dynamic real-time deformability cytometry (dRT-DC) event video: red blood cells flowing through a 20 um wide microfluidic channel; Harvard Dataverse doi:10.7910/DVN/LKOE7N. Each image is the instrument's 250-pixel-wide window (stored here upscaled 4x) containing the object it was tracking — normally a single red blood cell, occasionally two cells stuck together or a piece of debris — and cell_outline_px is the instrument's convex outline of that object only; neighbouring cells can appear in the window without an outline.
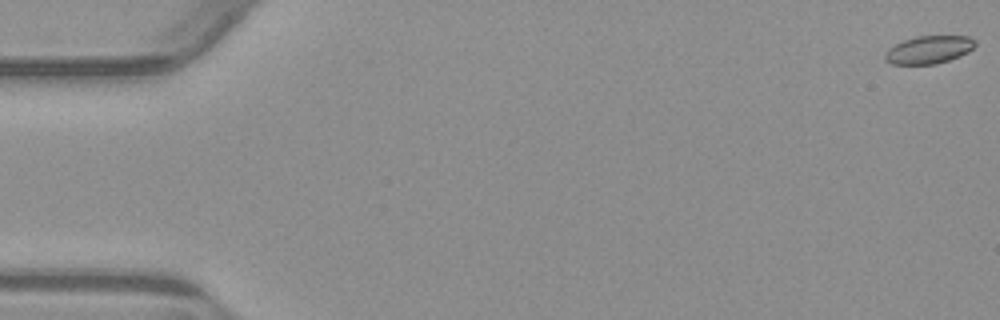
{"species": "common noctule bat (a hibernating species)", "species_latin": "Nyctalus noctula", "temperature_condition": "warm", "stored_images_in_passage": 55, "camera_frame_rate_fps": 3000, "um_per_image_px": 0.085, "animal": {"sex": "male", "body_mass_g": 23.1, "forearm_length_mm": 52.7}, "frame": {"image": 1, "passage_image": 1, "time_ms": 0.0, "image_size_px": [1000, 320], "cell_outline_px": [[976, 44], [968, 52], [960, 56], [936, 64], [892, 64], [884, 60], [884, 52], [888, 48], [904, 40], [916, 36], [968, 36], [976, 40]], "centroid_in_image_um": [78.93, 4.22], "position_along_channel_um": 6.1, "area_um2": 14.68}}
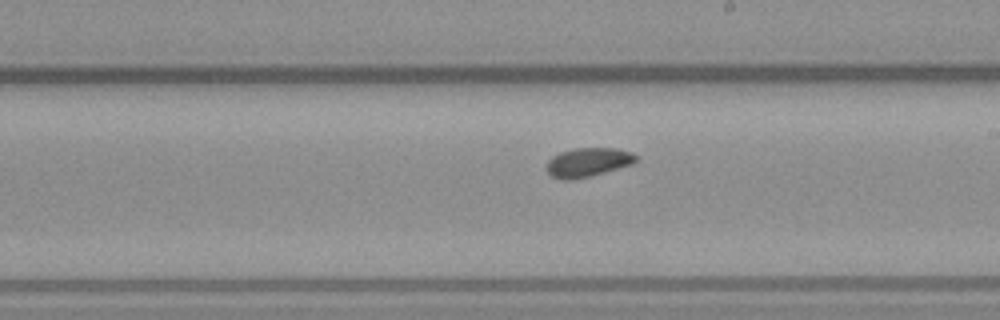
{"frame": {"image": 2, "passage_image": 32, "time_ms": 10.333, "image_size_px": [1000, 320], "cell_outline_px": [[636, 160], [632, 164], [604, 172], [588, 176], [568, 180], [564, 180], [552, 176], [548, 172], [548, 160], [552, 156], [560, 152], [576, 148], [616, 148], [632, 152], [636, 156]], "centroid_in_image_um": [49.98, 13.78], "position_along_channel_um": 239.0, "area_um2": 14.8}}
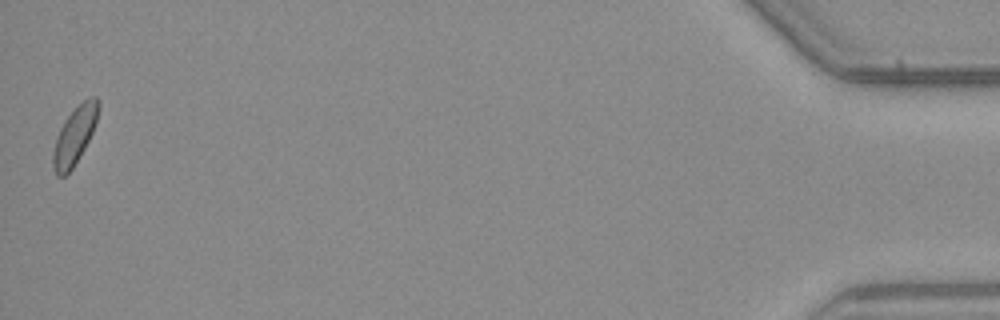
{"frame": {"image": 3, "passage_image": 55, "time_ms": 18.0, "image_size_px": [1000, 320], "cell_outline_px": [[100, 104], [96, 124], [84, 148], [72, 168], [64, 176], [56, 176], [52, 164], [52, 152], [56, 136], [64, 120], [84, 100], [92, 96], [96, 96], [100, 100]], "centroid_in_image_um": [6.33, 11.51], "position_along_channel_um": 428.9, "area_um2": 15.09}}